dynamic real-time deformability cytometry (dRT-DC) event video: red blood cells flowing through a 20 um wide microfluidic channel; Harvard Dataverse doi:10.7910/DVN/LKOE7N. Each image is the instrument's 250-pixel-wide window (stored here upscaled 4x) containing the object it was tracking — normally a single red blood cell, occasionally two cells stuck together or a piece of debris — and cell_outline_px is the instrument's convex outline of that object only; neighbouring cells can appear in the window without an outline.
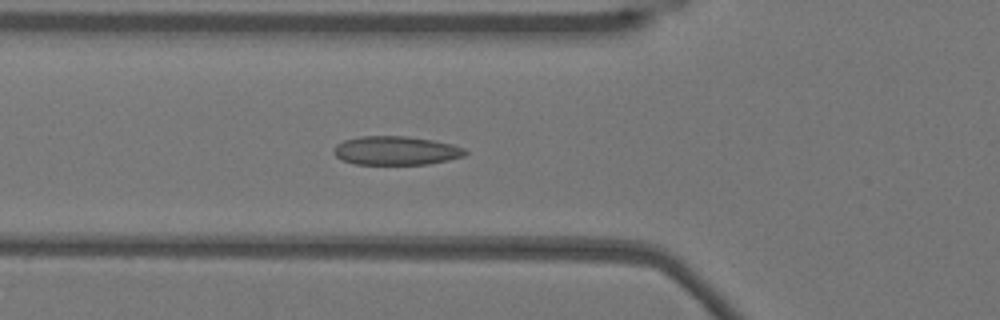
{"species": "Egyptian fruit bat (a non-hibernating species)", "species_latin": "Rousettus aegyptiacus", "temperature_condition": "warm", "stored_images_in_passage": 18, "camera_frame_rate_fps": 3000, "um_per_image_px": 0.085, "animal": {"sex": "female"}, "frame": {"image": 1, "passage_image": 18, "time_ms": 5.667, "image_size_px": [1000, 320], "cell_outline_px": [[468, 152], [464, 156], [448, 160], [428, 164], [356, 164], [344, 160], [336, 156], [332, 152], [336, 144], [344, 140], [360, 136], [408, 136], [432, 140], [452, 144], [464, 148]], "centroid_in_image_um": [33.66, 12.79], "position_along_channel_um": 92.1, "area_um2": 22.02}}